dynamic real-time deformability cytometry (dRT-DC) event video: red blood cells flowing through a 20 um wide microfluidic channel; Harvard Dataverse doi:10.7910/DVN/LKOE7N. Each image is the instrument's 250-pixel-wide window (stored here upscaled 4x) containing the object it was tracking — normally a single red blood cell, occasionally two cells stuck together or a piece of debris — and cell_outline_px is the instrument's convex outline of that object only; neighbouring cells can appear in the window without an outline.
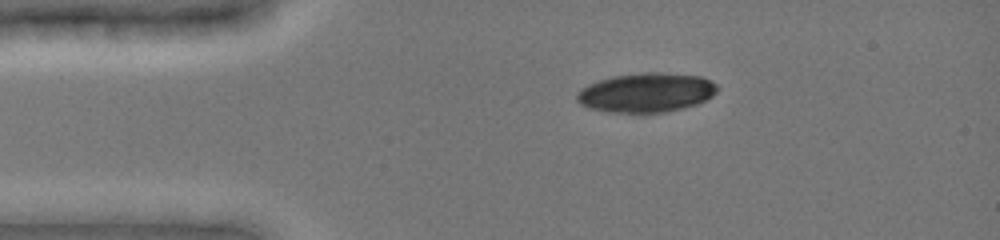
{"species": "common noctule bat (a hibernating species)", "species_latin": "Nyctalus noctula", "temperature_condition": "cold", "stored_images_in_passage": 6, "camera_frame_rate_fps": 3000, "um_per_image_px": 0.085, "animal": {"sex": "female", "body_mass_g": 19.0, "forearm_length_mm": 51.5}, "frame": {"image": 1, "passage_image": 6, "time_ms": 5.333, "image_size_px": [1000, 240], "cell_outline_px": [[720, 88], [712, 96], [696, 104], [684, 108], [664, 112], [640, 116], [608, 112], [592, 108], [580, 104], [576, 100], [576, 92], [580, 88], [588, 84], [612, 76], [644, 72], [660, 72], [700, 76], [712, 80]], "centroid_in_image_um": [54.92, 7.9], "position_along_channel_um": 30.1, "area_um2": 33.06}}